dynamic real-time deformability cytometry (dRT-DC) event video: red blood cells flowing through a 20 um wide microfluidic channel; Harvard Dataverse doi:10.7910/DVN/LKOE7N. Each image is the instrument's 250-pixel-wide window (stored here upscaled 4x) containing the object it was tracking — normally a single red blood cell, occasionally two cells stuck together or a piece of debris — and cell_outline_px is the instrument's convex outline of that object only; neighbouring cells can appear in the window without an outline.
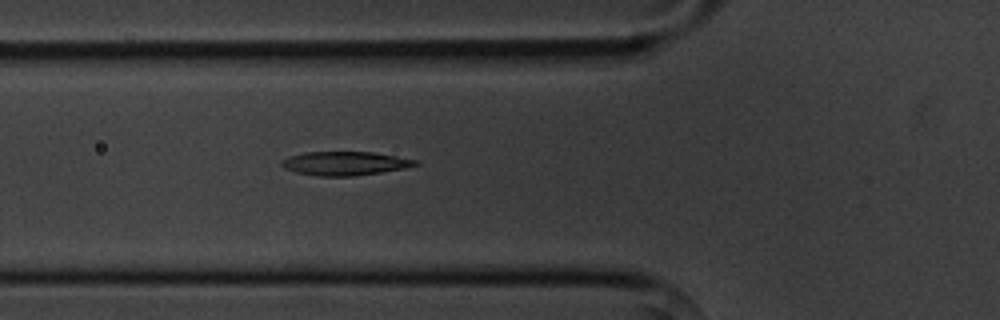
{"species": "common noctule bat (a hibernating species)", "species_latin": "Nyctalus noctula", "temperature_condition": "cold", "stored_images_in_passage": 6, "camera_frame_rate_fps": 3000, "um_per_image_px": 0.085, "animal": {"sex": "male", "body_mass_g": 20.1, "forearm_length_mm": 53.5}, "frame": {"image": 1, "passage_image": 6, "time_ms": 5.667, "image_size_px": [1000, 320], "cell_outline_px": [[420, 164], [404, 168], [380, 172], [352, 176], [320, 176], [296, 172], [284, 168], [280, 164], [280, 160], [288, 156], [304, 152], [372, 152], [396, 156], [416, 160]], "centroid_in_image_um": [29.27, 13.88], "position_along_channel_um": 96.5, "area_um2": 18.44}}